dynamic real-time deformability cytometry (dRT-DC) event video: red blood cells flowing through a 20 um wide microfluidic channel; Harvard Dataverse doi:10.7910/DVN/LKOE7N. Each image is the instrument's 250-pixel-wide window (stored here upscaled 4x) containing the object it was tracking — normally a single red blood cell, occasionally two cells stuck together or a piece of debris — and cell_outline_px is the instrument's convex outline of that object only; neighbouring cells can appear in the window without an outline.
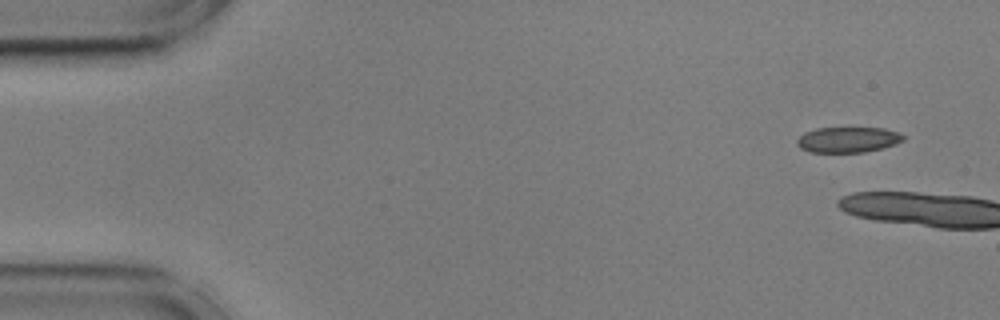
{"species": "common noctule bat (a hibernating species)", "species_latin": "Nyctalus noctula", "temperature_condition": "cold", "stored_images_in_passage": 3, "camera_frame_rate_fps": 3000, "um_per_image_px": 0.085, "animal": {"sex": "male", "body_mass_g": 17.9, "forearm_length_mm": 54.2}, "frame": {"image": 1, "passage_image": 1, "time_ms": 0.0, "image_size_px": [1000, 320], "cell_outline_px": [[904, 140], [896, 144], [864, 152], [808, 152], [800, 148], [796, 144], [796, 140], [804, 132], [816, 128], [884, 128], [900, 132], [904, 136]], "centroid_in_image_um": [72.06, 11.87], "position_along_channel_um": 12.9, "area_um2": 15.9}}